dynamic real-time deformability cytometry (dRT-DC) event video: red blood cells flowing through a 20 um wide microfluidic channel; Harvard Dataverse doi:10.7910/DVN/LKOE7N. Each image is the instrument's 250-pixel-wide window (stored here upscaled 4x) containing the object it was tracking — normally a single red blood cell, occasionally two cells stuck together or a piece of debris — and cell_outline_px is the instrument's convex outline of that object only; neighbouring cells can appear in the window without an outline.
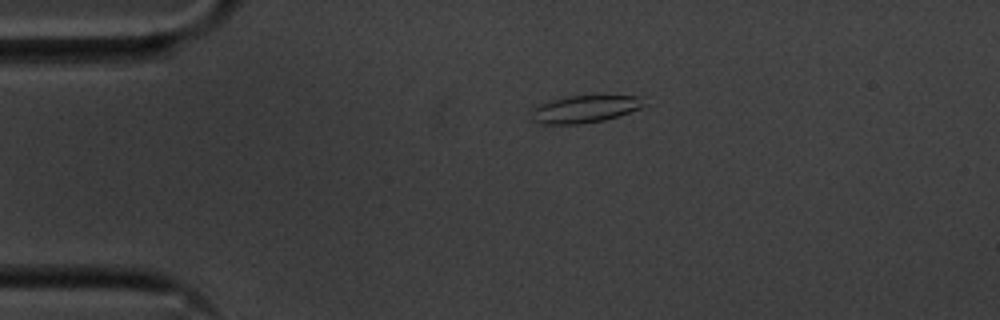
{"species": "common noctule bat (a hibernating species)", "species_latin": "Nyctalus noctula", "temperature_condition": "cold", "stored_images_in_passage": 45, "camera_frame_rate_fps": 3000, "um_per_image_px": 0.085, "animal": {"sex": "male", "body_mass_g": 20.1, "forearm_length_mm": 53.5}, "frame": {"image": 1, "passage_image": 1, "time_ms": 0.0, "image_size_px": [1000, 320], "cell_outline_px": [[652, 104], [604, 120], [580, 124], [544, 124], [532, 120], [532, 108], [536, 104], [552, 100], [572, 96], [648, 96]], "centroid_in_image_um": [49.81, 9.25], "position_along_channel_um": 35.2, "area_um2": 18.21}}
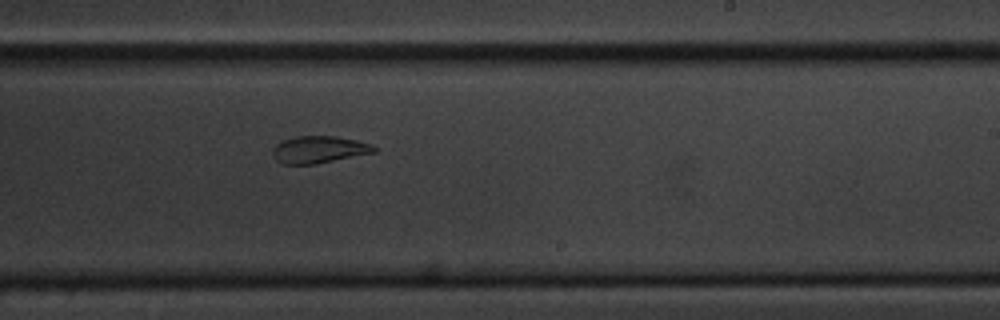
{"frame": {"image": 2, "passage_image": 23, "time_ms": 7.333, "image_size_px": [1000, 320], "cell_outline_px": [[376, 152], [316, 164], [284, 164], [276, 160], [272, 156], [272, 148], [276, 144], [284, 140], [296, 136], [336, 136], [356, 140], [372, 144], [376, 148]], "centroid_in_image_um": [27.1, 12.71], "position_along_channel_um": 261.9, "area_um2": 16.07}}
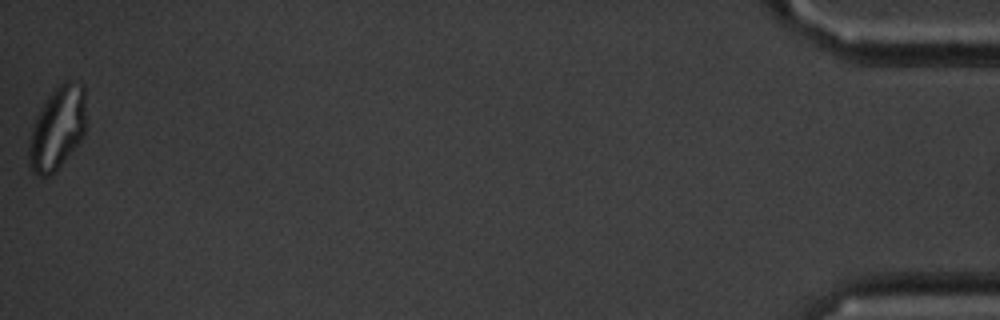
{"frame": {"image": 3, "passage_image": 45, "time_ms": 14.667, "image_size_px": [1000, 320], "cell_outline_px": [[84, 136], [60, 164], [48, 176], [40, 176], [32, 172], [28, 164], [28, 144], [32, 128], [36, 116], [48, 96], [64, 80], [80, 80], [84, 84]], "centroid_in_image_um": [4.85, 10.86], "position_along_channel_um": 430.3, "area_um2": 27.4}, "authors_computed_cell_mechanics": {"area_um2": 16.9354, "velocity_mm_per_s": 3.5941, "shape_relaxation_time_tau1_ms": 7.5632, "shape_relaxation_time_tau2_ms": 1.9928, "deformation_change_tau1": 0.2124, "deformation_change_tau2": 0.0874}}